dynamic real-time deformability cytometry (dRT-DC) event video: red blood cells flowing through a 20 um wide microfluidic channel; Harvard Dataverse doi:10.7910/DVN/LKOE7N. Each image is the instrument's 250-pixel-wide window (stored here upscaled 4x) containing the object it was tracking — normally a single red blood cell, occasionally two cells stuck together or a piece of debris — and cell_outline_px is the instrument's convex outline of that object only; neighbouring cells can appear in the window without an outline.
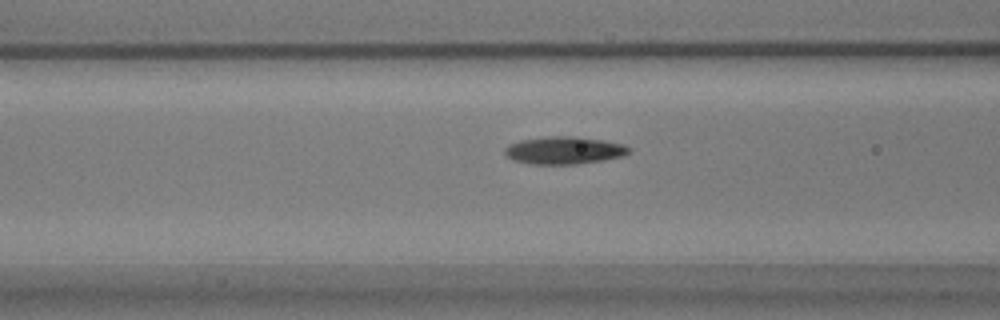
{"species": "common noctule bat (a hibernating species)", "species_latin": "Nyctalus noctula", "temperature_condition": "warm", "stored_images_in_passage": 43, "camera_frame_rate_fps": 3000, "um_per_image_px": 0.085, "animal": {"sex": "male", "body_mass_g": 17.9}, "frame": {"image": 1, "passage_image": 16, "time_ms": 5.0, "image_size_px": [1000, 320], "cell_outline_px": [[632, 152], [624, 156], [604, 160], [576, 164], [528, 164], [512, 160], [504, 152], [504, 148], [508, 144], [520, 140], [552, 136], [576, 136], [604, 140], [624, 144], [632, 148]], "centroid_in_image_um": [47.99, 12.78], "position_along_channel_um": 118.6, "area_um2": 20.23}}
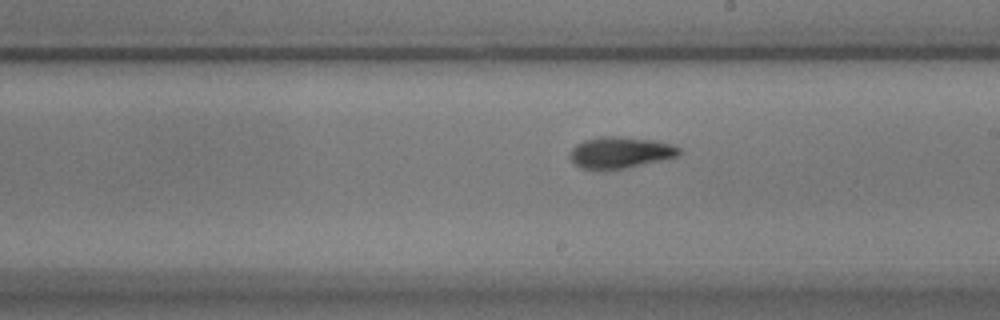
{"frame": {"image": 2, "passage_image": 26, "time_ms": 8.333, "image_size_px": [1000, 320], "cell_outline_px": [[680, 156], [628, 168], [604, 172], [596, 172], [580, 168], [568, 156], [572, 148], [576, 144], [584, 140], [600, 136], [620, 136], [656, 140], [672, 144], [680, 148]], "centroid_in_image_um": [52.7, 13.0], "position_along_channel_um": 236.3, "area_um2": 20.81}}
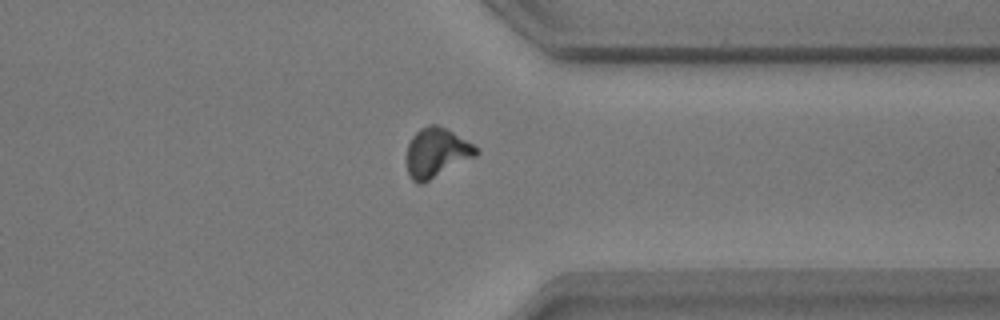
{"frame": {"image": 3, "passage_image": 38, "time_ms": 12.333, "image_size_px": [1000, 320], "cell_outline_px": [[480, 152], [476, 156], [424, 184], [416, 184], [412, 180], [408, 172], [408, 144], [412, 136], [420, 128], [428, 124], [436, 124], [452, 132], [472, 144]], "centroid_in_image_um": [37.1, 13.0], "position_along_channel_um": 374.3, "area_um2": 19.88}, "authors_computed_cell_mechanics": {"area_um2": 19.2474, "velocity_mm_per_s": 3.5349, "shape_relaxation_time_tau1_ms": 4.095, "shape_relaxation_time_tau2_ms": 4.4786, "deformation_change_tau1": 0.1401, "deformation_change_tau2": 0.1207}}